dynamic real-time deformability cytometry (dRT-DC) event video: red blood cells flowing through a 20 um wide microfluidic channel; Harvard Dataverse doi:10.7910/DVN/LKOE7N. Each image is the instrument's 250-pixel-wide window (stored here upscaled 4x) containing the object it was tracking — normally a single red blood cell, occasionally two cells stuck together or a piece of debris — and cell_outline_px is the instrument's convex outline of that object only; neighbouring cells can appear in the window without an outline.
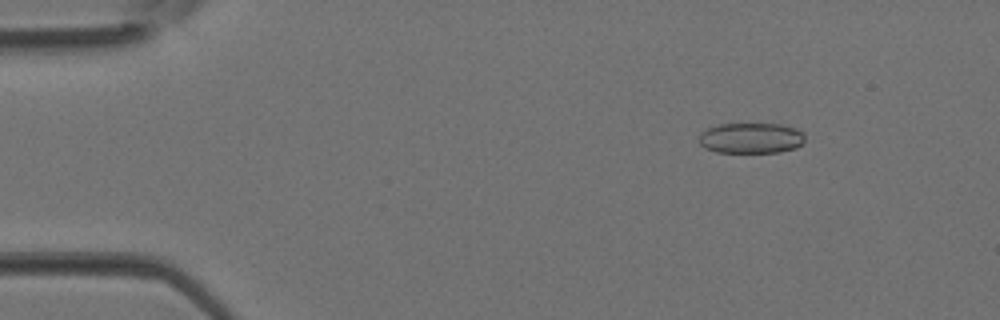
{"species": "Egyptian fruit bat (a non-hibernating species)", "species_latin": "Rousettus aegyptiacus", "temperature_condition": "room temperature", "stored_images_in_passage": 3, "camera_frame_rate_fps": 3000, "um_per_image_px": 0.085, "animal": {"sex": "female"}, "frame": {"image": 1, "passage_image": 3, "time_ms": 0.667, "image_size_px": [1000, 320], "cell_outline_px": [[804, 140], [796, 148], [780, 152], [716, 152], [704, 148], [700, 144], [700, 132], [708, 128], [720, 124], [780, 124], [796, 128], [804, 132]], "centroid_in_image_um": [63.84, 11.74], "position_along_channel_um": 21.2, "area_um2": 18.9}}